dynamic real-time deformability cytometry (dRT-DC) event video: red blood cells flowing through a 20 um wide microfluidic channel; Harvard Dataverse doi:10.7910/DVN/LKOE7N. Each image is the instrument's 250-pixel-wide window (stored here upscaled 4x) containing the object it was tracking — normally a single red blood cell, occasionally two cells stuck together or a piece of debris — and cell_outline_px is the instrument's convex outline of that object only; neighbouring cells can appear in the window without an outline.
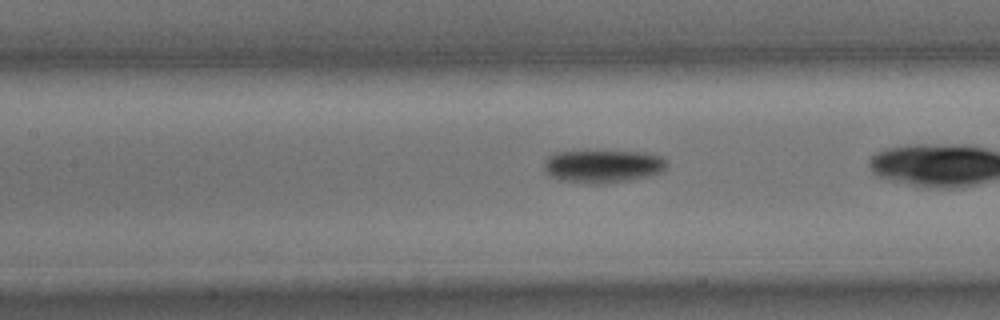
{"species": "common noctule bat (a hibernating species)", "species_latin": "Nyctalus noctula", "temperature_condition": "cold", "stored_images_in_passage": 27, "camera_frame_rate_fps": 3000, "um_per_image_px": 0.085, "animal": {"sex": "male", "body_mass_g": 15.6}, "frame": {"image": 1, "passage_image": 8, "time_ms": 2.333, "image_size_px": [1000, 320], "cell_outline_px": [[664, 168], [660, 172], [652, 176], [632, 180], [604, 184], [592, 184], [560, 180], [548, 176], [544, 172], [544, 160], [548, 156], [556, 152], [584, 148], [644, 152], [660, 156], [664, 160]], "centroid_in_image_um": [51.15, 14.09], "position_along_channel_um": 156.2, "area_um2": 24.8}}